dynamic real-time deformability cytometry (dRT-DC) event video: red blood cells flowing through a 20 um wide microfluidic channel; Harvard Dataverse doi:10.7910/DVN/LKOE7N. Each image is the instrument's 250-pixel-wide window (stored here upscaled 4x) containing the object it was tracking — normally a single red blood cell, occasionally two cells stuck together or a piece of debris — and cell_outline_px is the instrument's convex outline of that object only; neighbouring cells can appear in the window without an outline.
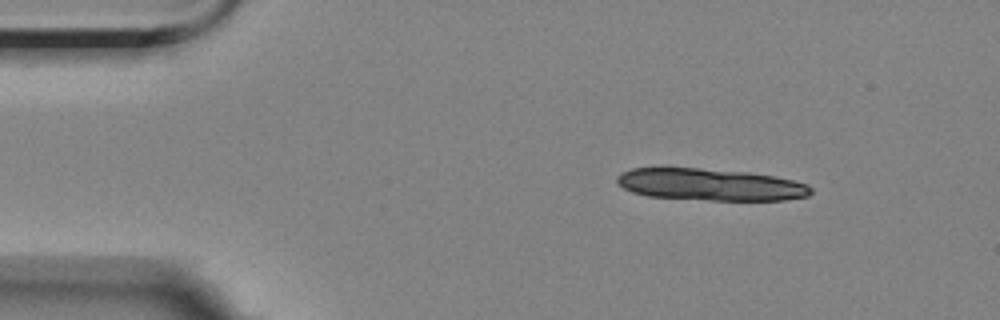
{"species": "Egyptian fruit bat (a non-hibernating species)", "species_latin": "Rousettus aegyptiacus", "temperature_condition": "room temperature", "stored_images_in_passage": 9, "camera_frame_rate_fps": 3000, "um_per_image_px": 0.085, "animal": {"sex": "female"}, "frame": {"image": 1, "passage_image": 1, "time_ms": 0.0, "image_size_px": [1000, 320], "cell_outline_px": [[812, 192], [808, 196], [784, 200], [712, 200], [648, 196], [632, 192], [624, 188], [616, 180], [616, 176], [620, 172], [632, 168], [700, 168], [748, 172], [772, 176], [792, 180], [808, 184], [812, 188]], "centroid_in_image_um": [60.37, 15.68], "position_along_channel_um": 24.6, "area_um2": 36.01}}
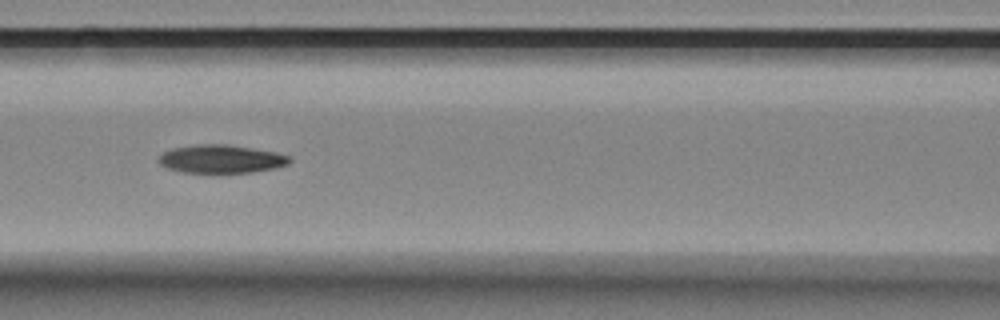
{"frame": {"image": 2, "passage_image": 6, "time_ms": 5.667, "image_size_px": [1000, 320], "cell_outline_px": [[292, 160], [288, 164], [276, 168], [252, 172], [184, 172], [168, 168], [160, 164], [156, 160], [164, 152], [172, 148], [196, 144], [224, 144], [252, 148], [276, 152], [288, 156]], "centroid_in_image_um": [18.8, 13.5], "position_along_channel_um": 147.8, "area_um2": 21.39}}
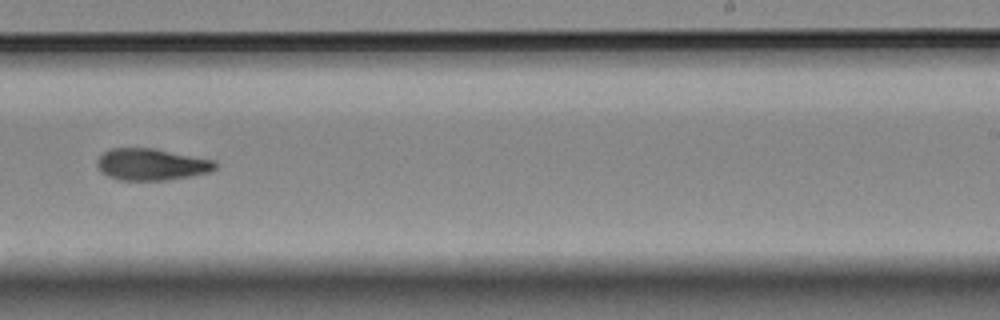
{"frame": {"image": 3, "passage_image": 9, "time_ms": 9.333, "image_size_px": [1000, 320], "cell_outline_px": [[216, 168], [208, 172], [188, 176], [164, 180], [120, 180], [108, 176], [96, 164], [96, 160], [104, 152], [112, 148], [156, 148], [216, 160]], "centroid_in_image_um": [12.89, 13.96], "position_along_channel_um": 276.1, "area_um2": 21.73}}